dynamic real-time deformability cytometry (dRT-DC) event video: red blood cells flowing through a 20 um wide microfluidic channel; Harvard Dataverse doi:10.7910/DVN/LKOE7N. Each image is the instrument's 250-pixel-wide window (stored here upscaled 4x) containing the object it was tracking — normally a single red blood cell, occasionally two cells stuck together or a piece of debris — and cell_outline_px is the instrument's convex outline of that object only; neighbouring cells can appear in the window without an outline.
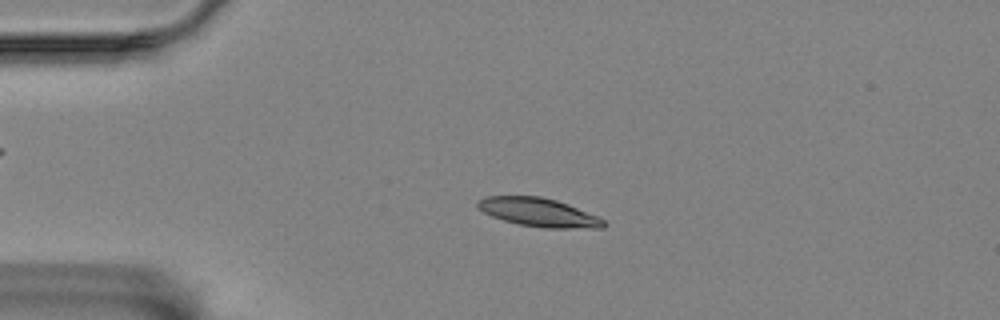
{"species": "Egyptian fruit bat (a non-hibernating species)", "species_latin": "Rousettus aegyptiacus", "temperature_condition": "room temperature", "stored_images_in_passage": 50, "camera_frame_rate_fps": 3000, "um_per_image_px": 0.085, "animal": {"sex": "female"}, "frame": {"image": 1, "passage_image": 5, "time_ms": 1.333, "image_size_px": [1000, 320], "cell_outline_px": [[608, 224], [604, 228], [544, 228], [516, 224], [492, 216], [484, 212], [476, 204], [476, 200], [488, 196], [540, 196], [556, 200], [596, 216], [604, 220]], "centroid_in_image_um": [45.77, 18.06], "position_along_channel_um": 39.2, "area_um2": 20.81}}
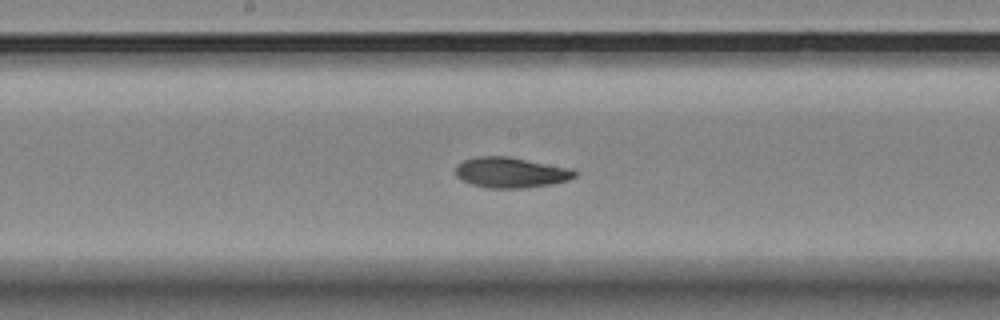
{"frame": {"image": 2, "passage_image": 22, "time_ms": 7.0, "image_size_px": [1000, 320], "cell_outline_px": [[576, 176], [568, 180], [552, 184], [528, 188], [488, 188], [472, 184], [460, 180], [456, 176], [456, 164], [464, 160], [476, 156], [508, 156], [572, 168], [576, 172]], "centroid_in_image_um": [43.41, 14.66], "position_along_channel_um": 204.8, "area_um2": 21.39}}
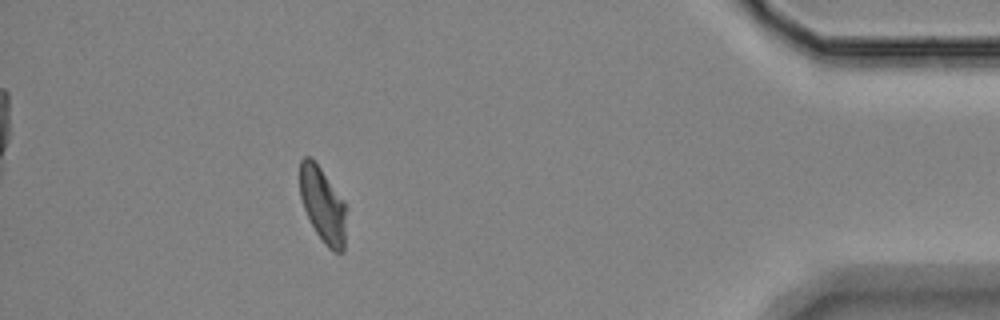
{"frame": {"image": 3, "passage_image": 44, "time_ms": 14.333, "image_size_px": [1000, 320], "cell_outline_px": [[344, 252], [332, 252], [324, 244], [316, 232], [304, 208], [300, 196], [300, 160], [304, 156], [308, 156], [320, 168], [344, 204]], "centroid_in_image_um": [27.39, 17.45], "position_along_channel_um": 407.8, "area_um2": 19.48}, "authors_computed_cell_mechanics": {"area_um2": 21.097, "velocity_mm_per_s": 3.4321, "shape_relaxation_time_tau1_ms": 4.6878, "shape_relaxation_time_tau2_ms": 3.662, "deformation_change_tau1": 0.1392, "deformation_change_tau2": 0.0759}}